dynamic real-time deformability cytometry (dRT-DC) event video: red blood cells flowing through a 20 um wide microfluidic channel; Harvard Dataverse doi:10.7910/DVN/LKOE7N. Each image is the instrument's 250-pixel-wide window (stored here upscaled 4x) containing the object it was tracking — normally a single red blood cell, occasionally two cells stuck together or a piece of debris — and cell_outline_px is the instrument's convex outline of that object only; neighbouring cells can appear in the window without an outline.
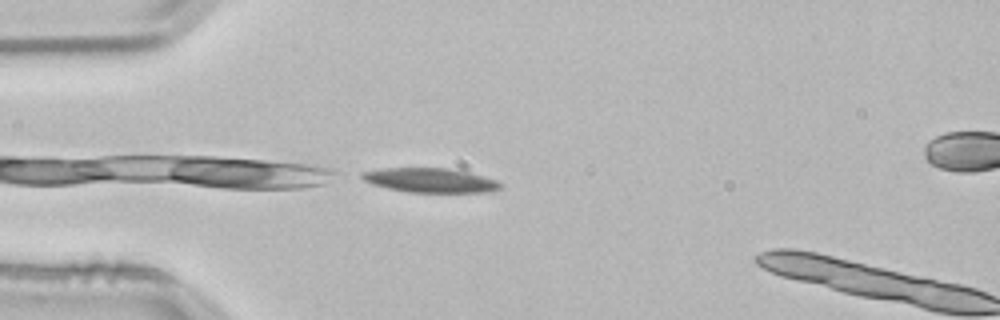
{"species": "common noctule bat (a hibernating species)", "species_latin": "Nyctalus noctula", "temperature_condition": "room temperature", "stored_images_in_passage": 3, "camera_frame_rate_fps": 3000, "um_per_image_px": 0.085, "animal": {"sex": "male", "body_mass_g": 21.5, "forearm_length_mm": 52.0}, "frame": {"image": 1, "passage_image": 1, "time_ms": 0.0, "image_size_px": [1000, 320], "cell_outline_px": [[500, 188], [488, 192], [408, 192], [388, 188], [372, 184], [364, 180], [360, 176], [360, 172], [384, 168], [448, 168], [468, 172], [484, 176], [496, 180], [500, 184]], "centroid_in_image_um": [36.54, 15.32], "position_along_channel_um": 48.5, "area_um2": 19.54}}